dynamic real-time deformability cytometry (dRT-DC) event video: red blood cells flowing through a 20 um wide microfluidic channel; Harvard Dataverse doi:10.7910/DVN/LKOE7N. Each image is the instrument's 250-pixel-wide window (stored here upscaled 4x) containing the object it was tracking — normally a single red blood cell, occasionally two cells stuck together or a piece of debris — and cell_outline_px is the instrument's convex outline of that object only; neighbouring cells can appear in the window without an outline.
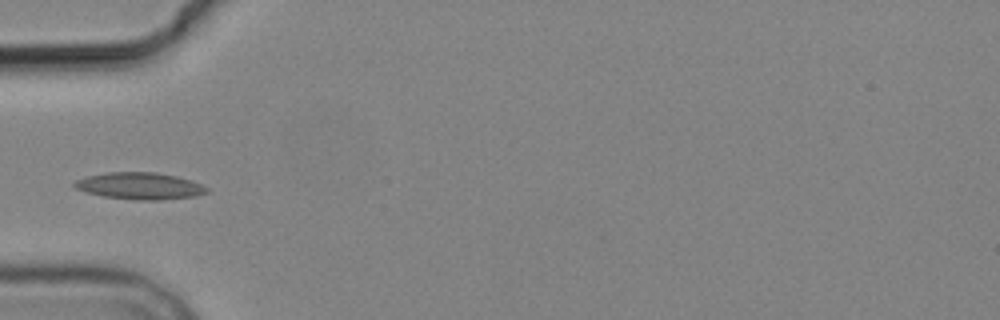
{"species": "common noctule bat (a hibernating species)", "species_latin": "Nyctalus noctula", "temperature_condition": "cold", "stored_images_in_passage": 2, "camera_frame_rate_fps": 3000, "um_per_image_px": 0.085, "animal": {"sex": "male", "body_mass_g": 19.2, "forearm_length_mm": 51.8}, "frame": {"image": 1, "passage_image": 2, "time_ms": 1.0, "image_size_px": [1000, 320], "cell_outline_px": [[208, 192], [196, 196], [160, 200], [136, 200], [104, 196], [88, 192], [76, 188], [72, 184], [76, 180], [84, 176], [108, 172], [156, 172], [176, 176], [192, 180], [208, 188]], "centroid_in_image_um": [11.89, 15.8], "position_along_channel_um": 73.1, "area_um2": 20.69}}